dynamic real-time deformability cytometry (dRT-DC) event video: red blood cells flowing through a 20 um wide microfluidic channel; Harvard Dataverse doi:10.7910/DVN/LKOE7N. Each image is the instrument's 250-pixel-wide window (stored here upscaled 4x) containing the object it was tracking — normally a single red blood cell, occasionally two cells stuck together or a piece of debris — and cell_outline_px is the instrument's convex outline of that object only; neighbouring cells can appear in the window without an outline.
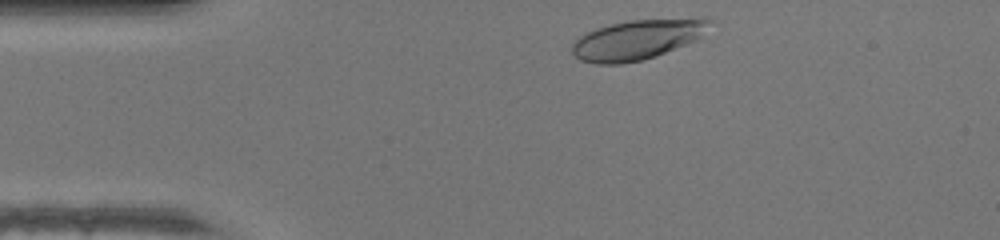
{"species": "human", "species_latin": "Homo sapiens", "temperature_condition": "warm", "stored_images_in_passage": 31, "camera_frame_rate_fps": 3000, "um_per_image_px": 0.085, "donor": {"sex": "female"}, "frame": {"image": 1, "passage_image": 2, "time_ms": 0.333, "image_size_px": [1000, 240], "cell_outline_px": [[712, 20], [700, 36], [696, 40], [656, 56], [640, 60], [620, 64], [596, 64], [580, 60], [572, 52], [572, 40], [596, 28], [628, 20], [700, 16]], "centroid_in_image_um": [54.17, 3.34], "position_along_channel_um": 30.8, "area_um2": 32.19}}
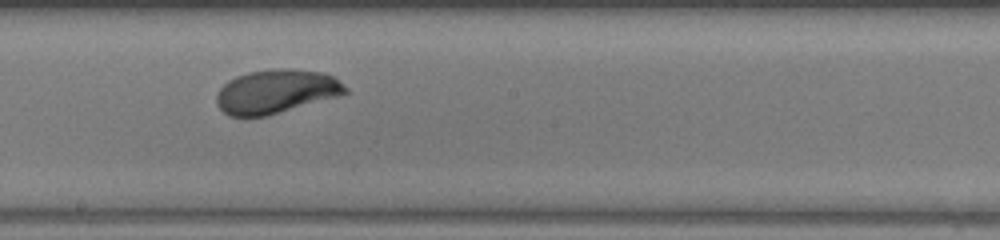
{"frame": {"image": 2, "passage_image": 19, "time_ms": 6.0, "image_size_px": [1000, 240], "cell_outline_px": [[348, 92], [336, 96], [268, 116], [228, 116], [216, 104], [216, 96], [220, 88], [228, 80], [236, 76], [248, 72], [272, 68], [292, 68], [324, 72], [336, 76], [348, 88]], "centroid_in_image_um": [23.48, 7.75], "position_along_channel_um": 224.7, "area_um2": 33.18}}
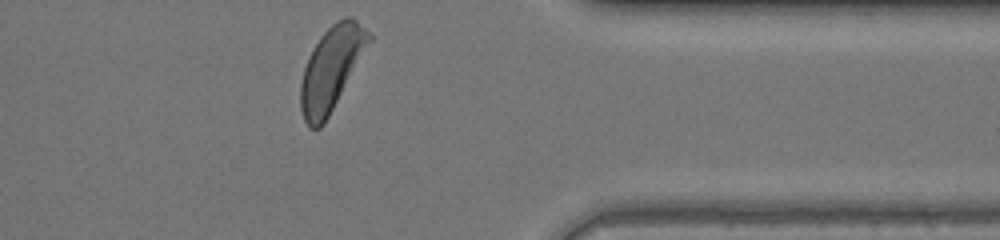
{"frame": {"image": 3, "passage_image": 31, "time_ms": 10.0, "image_size_px": [1000, 240], "cell_outline_px": [[372, 40], [324, 124], [320, 128], [308, 128], [304, 120], [300, 108], [300, 84], [304, 68], [308, 56], [312, 48], [320, 36], [336, 20], [344, 16], [352, 16], [372, 36]], "centroid_in_image_um": [28.14, 5.82], "position_along_channel_um": 383.3, "area_um2": 33.18}, "authors_computed_cell_mechanics": {"area_um2": 32.5414, "velocity_mm_per_s": 4.3371, "shape_relaxation_time_tau1_ms": 2.8413, "shape_relaxation_time_tau2_ms": null, "deformation_change_tau1": 0.1455, "deformation_change_tau2": null}}